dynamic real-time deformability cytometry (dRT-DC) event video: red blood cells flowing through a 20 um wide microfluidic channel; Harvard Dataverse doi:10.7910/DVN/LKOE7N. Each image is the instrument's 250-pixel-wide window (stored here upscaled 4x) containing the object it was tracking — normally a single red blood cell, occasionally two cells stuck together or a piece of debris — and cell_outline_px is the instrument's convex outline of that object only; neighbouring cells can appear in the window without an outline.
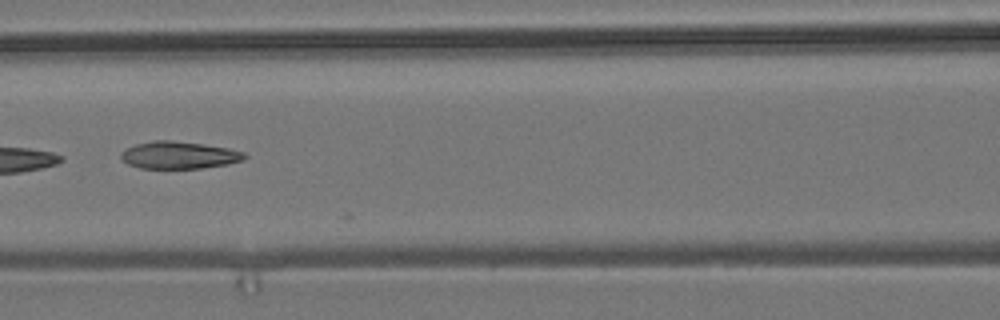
{"species": "common noctule bat (a hibernating species)", "species_latin": "Nyctalus noctula", "temperature_condition": "room temperature", "stored_images_in_passage": 9, "camera_frame_rate_fps": 3000, "um_per_image_px": 0.085, "animal": {"sex": "male", "body_mass_g": 19.2, "forearm_length_mm": 51.8}, "frame": {"image": 1, "passage_image": 3, "time_ms": 0.667, "image_size_px": [1000, 320], "cell_outline_px": [[248, 156], [244, 160], [228, 164], [200, 168], [140, 168], [128, 164], [120, 156], [120, 152], [124, 148], [136, 144], [152, 140], [172, 140], [204, 144], [228, 148], [244, 152]], "centroid_in_image_um": [15.21, 13.17], "position_along_channel_um": 151.4, "area_um2": 19.77}}
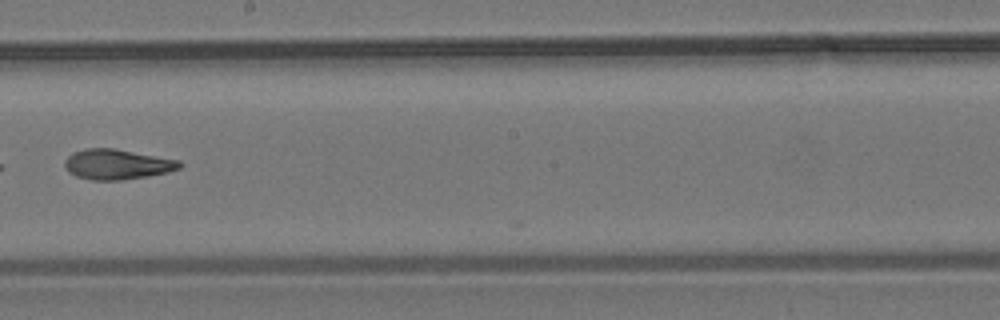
{"frame": {"image": 2, "passage_image": 5, "time_ms": 1.333, "image_size_px": [1000, 320], "cell_outline_px": [[184, 164], [180, 168], [168, 172], [148, 176], [120, 180], [92, 180], [76, 176], [68, 172], [64, 164], [64, 160], [72, 152], [84, 148], [116, 148], [180, 160]], "centroid_in_image_um": [9.96, 13.95], "position_along_channel_um": 238.2, "area_um2": 20.46}}
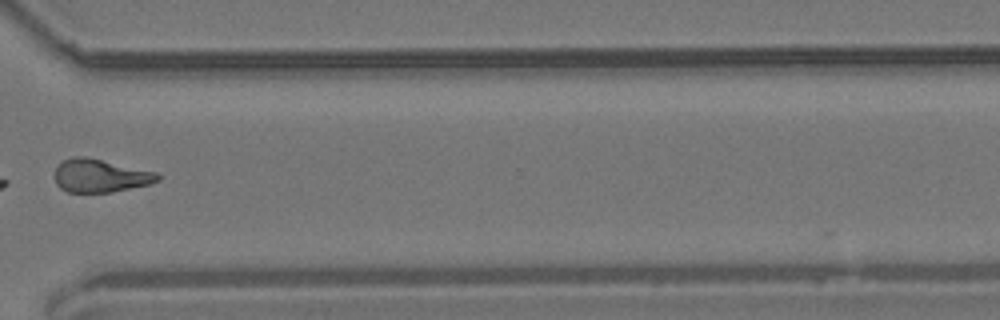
{"frame": {"image": 3, "passage_image": 8, "time_ms": 2.333, "image_size_px": [1000, 320], "cell_outline_px": [[160, 180], [148, 184], [112, 192], [68, 192], [60, 188], [56, 184], [52, 176], [56, 168], [64, 160], [72, 156], [84, 156], [156, 172], [160, 176]], "centroid_in_image_um": [8.47, 14.94], "position_along_channel_um": 362.1, "area_um2": 19.83}}